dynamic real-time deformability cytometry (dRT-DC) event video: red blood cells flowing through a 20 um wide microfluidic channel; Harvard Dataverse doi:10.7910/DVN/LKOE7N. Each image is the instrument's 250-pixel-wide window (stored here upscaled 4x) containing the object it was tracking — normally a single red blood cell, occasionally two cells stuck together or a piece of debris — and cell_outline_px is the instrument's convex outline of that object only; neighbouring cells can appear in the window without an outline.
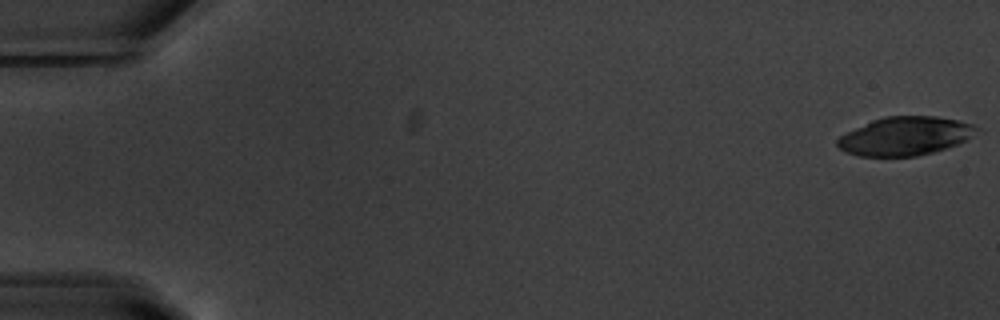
{"species": "common noctule bat (a hibernating species)", "species_latin": "Nyctalus noctula", "temperature_condition": "warm", "stored_images_in_passage": 16, "camera_frame_rate_fps": 3000, "um_per_image_px": 0.085, "animal": {"sex": "male", "body_mass_g": 20.1, "forearm_length_mm": 53.5}, "frame": {"image": 1, "passage_image": 1, "time_ms": 0.0, "image_size_px": [1000, 320], "cell_outline_px": [[980, 128], [964, 140], [956, 144], [932, 152], [916, 156], [860, 156], [844, 152], [836, 144], [836, 140], [840, 136], [872, 120], [884, 116], [936, 116], [956, 120], [972, 124]], "centroid_in_image_um": [76.89, 11.56], "position_along_channel_um": 8.1, "area_um2": 30.81}}